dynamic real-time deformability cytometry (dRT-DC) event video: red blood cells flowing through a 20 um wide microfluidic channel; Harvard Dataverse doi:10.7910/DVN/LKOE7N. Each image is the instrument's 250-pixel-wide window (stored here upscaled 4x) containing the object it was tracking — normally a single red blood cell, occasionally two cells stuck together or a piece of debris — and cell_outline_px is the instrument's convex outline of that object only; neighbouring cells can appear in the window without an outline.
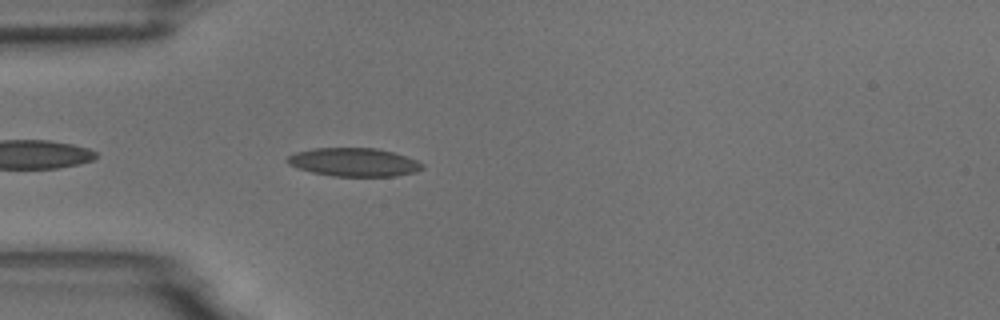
{"species": "common noctule bat (a hibernating species)", "species_latin": "Nyctalus noctula", "temperature_condition": "room temperature", "stored_images_in_passage": 4, "camera_frame_rate_fps": 3000, "um_per_image_px": 0.085, "animal": {"sex": "male", "body_mass_g": 18.8}, "frame": {"image": 1, "passage_image": 4, "time_ms": 3.667, "image_size_px": [1000, 320], "cell_outline_px": [[424, 168], [416, 172], [396, 176], [332, 176], [312, 172], [288, 164], [284, 160], [288, 156], [296, 152], [316, 148], [376, 148], [392, 152], [416, 160], [424, 164]], "centroid_in_image_um": [30.09, 13.79], "position_along_channel_um": 54.9, "area_um2": 22.25}}